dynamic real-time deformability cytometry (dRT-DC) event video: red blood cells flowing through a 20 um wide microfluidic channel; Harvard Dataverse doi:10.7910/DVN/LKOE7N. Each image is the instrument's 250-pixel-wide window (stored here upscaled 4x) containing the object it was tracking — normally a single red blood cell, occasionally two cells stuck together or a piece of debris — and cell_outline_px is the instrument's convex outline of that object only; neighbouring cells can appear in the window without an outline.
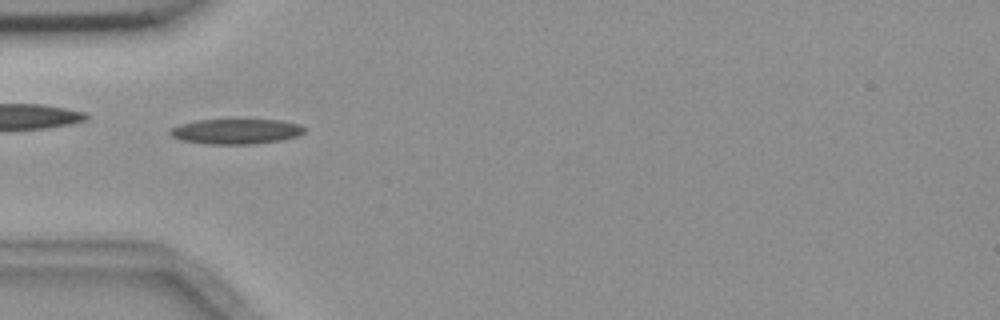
{"species": "common noctule bat (a hibernating species)", "species_latin": "Nyctalus noctula", "temperature_condition": "room temperature", "stored_images_in_passage": 9, "camera_frame_rate_fps": 3000, "um_per_image_px": 0.085, "animal": {"sex": "female", "body_mass_g": 18.4}, "frame": {"image": 1, "passage_image": 6, "time_ms": 6.667, "image_size_px": [1000, 320], "cell_outline_px": [[308, 128], [304, 132], [296, 136], [280, 140], [252, 144], [204, 144], [180, 140], [172, 136], [168, 132], [172, 128], [180, 124], [196, 120], [280, 120], [300, 124]], "centroid_in_image_um": [20.06, 11.17], "position_along_channel_um": 64.9, "area_um2": 19.71}}
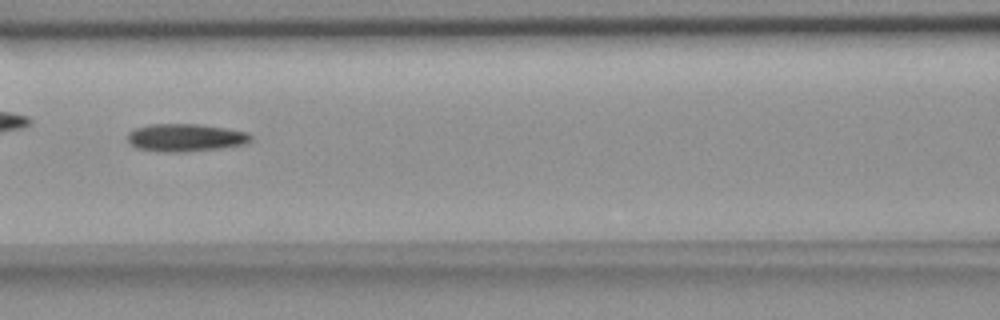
{"frame": {"image": 2, "passage_image": 8, "time_ms": 9.0, "image_size_px": [1000, 320], "cell_outline_px": [[252, 140], [244, 144], [220, 148], [180, 152], [164, 152], [136, 148], [128, 140], [128, 132], [136, 128], [152, 124], [196, 124], [224, 128], [244, 132], [252, 136]], "centroid_in_image_um": [15.74, 11.7], "position_along_channel_um": 150.9, "area_um2": 19.59}}
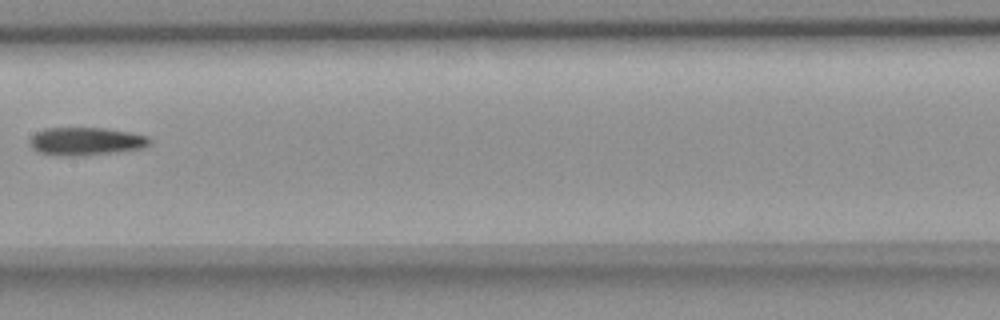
{"frame": {"image": 3, "passage_image": 9, "time_ms": 10.333, "image_size_px": [1000, 320], "cell_outline_px": [[152, 140], [144, 148], [112, 152], [76, 156], [60, 156], [36, 152], [28, 144], [28, 140], [36, 132], [48, 128], [104, 128], [128, 132], [148, 136]], "centroid_in_image_um": [7.25, 12.01], "position_along_channel_um": 200.2, "area_um2": 19.54}}